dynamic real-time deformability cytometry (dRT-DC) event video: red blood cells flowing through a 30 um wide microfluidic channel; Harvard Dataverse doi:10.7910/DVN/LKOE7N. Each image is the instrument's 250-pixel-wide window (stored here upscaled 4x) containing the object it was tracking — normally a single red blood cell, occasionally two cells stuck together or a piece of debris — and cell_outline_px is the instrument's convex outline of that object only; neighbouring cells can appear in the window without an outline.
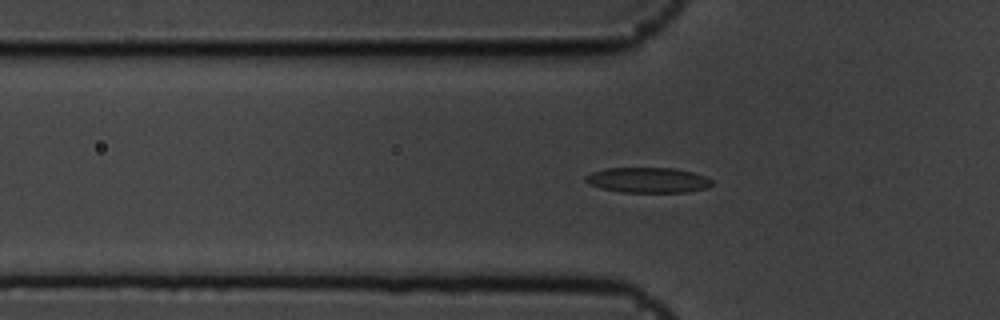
{"species": "common noctule bat (a hibernating species)", "species_latin": "Nyctalus noctula", "temperature_condition": "cold", "stored_images_in_passage": 58, "camera_frame_rate_fps": 3000, "um_per_image_px": 0.085, "animal": {"sex": "male", "body_mass_g": 19.5, "forearm_length_mm": 54.6}, "frame": {"image": 1, "passage_image": 19, "time_ms": 6.0, "image_size_px": [1000, 320], "cell_outline_px": [[712, 184], [708, 188], [688, 192], [620, 192], [600, 188], [588, 184], [584, 180], [584, 176], [592, 172], [604, 168], [676, 168], [692, 172], [704, 176], [712, 180]], "centroid_in_image_um": [55.04, 15.31], "position_along_channel_um": 70.8, "area_um2": 18.79}}
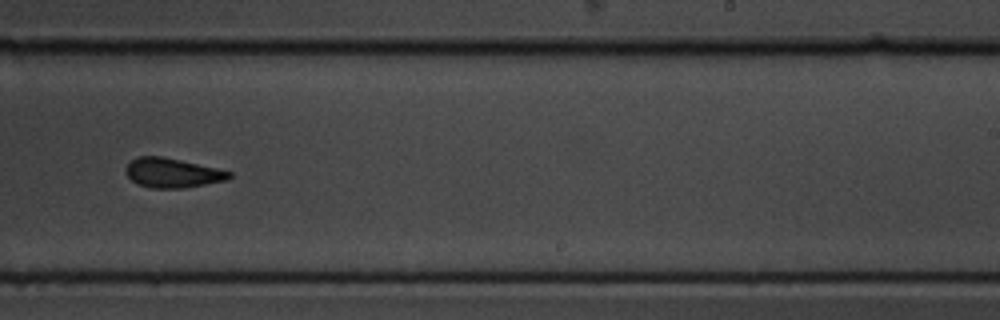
{"frame": {"image": 2, "passage_image": 36, "time_ms": 11.667, "image_size_px": [1000, 320], "cell_outline_px": [[232, 176], [228, 180], [184, 188], [152, 188], [136, 184], [124, 172], [124, 168], [136, 156], [160, 156], [220, 168], [232, 172]], "centroid_in_image_um": [14.66, 14.69], "position_along_channel_um": 274.3, "area_um2": 17.98}}
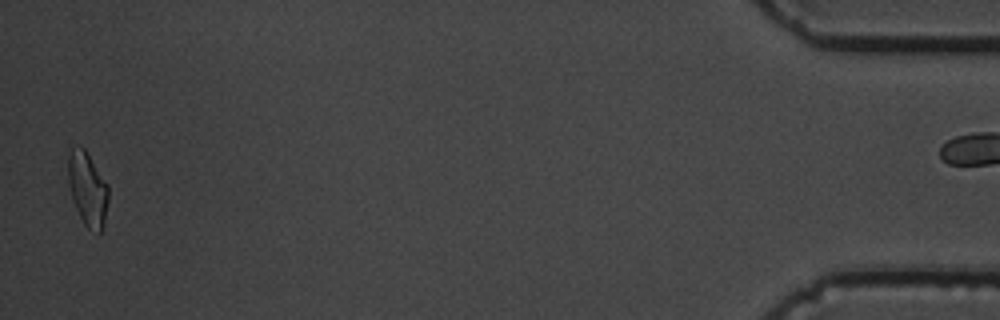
{"frame": {"image": 3, "passage_image": 56, "time_ms": 18.333, "image_size_px": [1000, 320], "cell_outline_px": [[108, 200], [104, 224], [100, 232], [88, 228], [84, 224], [72, 200], [68, 184], [68, 156], [72, 148], [84, 148], [108, 184]], "centroid_in_image_um": [7.44, 16.07], "position_along_channel_um": 427.8, "area_um2": 17.11}, "authors_computed_cell_mechanics": {"area_um2": 17.8602, "velocity_mm_per_s": 3.5963, "shape_relaxation_time_tau1_ms": 10.2179, "shape_relaxation_time_tau2_ms": 3.0763, "deformation_change_tau1": 0.1901, "deformation_change_tau2": 0.0988}}